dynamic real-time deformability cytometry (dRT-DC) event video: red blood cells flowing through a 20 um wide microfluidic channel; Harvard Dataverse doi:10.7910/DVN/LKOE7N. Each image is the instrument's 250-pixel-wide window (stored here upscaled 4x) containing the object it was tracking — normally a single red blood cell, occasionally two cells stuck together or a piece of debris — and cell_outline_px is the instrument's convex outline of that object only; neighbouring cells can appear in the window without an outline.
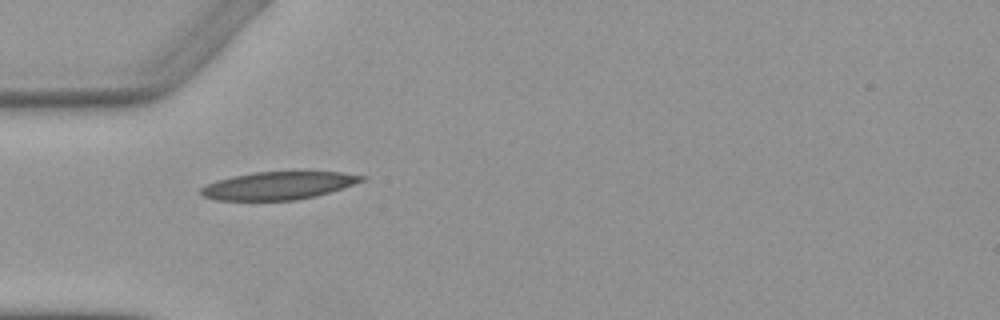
{"species": "Egyptian fruit bat (a non-hibernating species)", "species_latin": "Rousettus aegyptiacus", "temperature_condition": "warm", "stored_images_in_passage": 4, "camera_frame_rate_fps": 3000, "um_per_image_px": 0.085, "animal": {"sex": "female"}, "frame": {"image": 1, "passage_image": 4, "time_ms": 5.0, "image_size_px": [1000, 320], "cell_outline_px": [[368, 180], [316, 196], [296, 200], [216, 200], [204, 196], [200, 192], [200, 188], [216, 180], [232, 176], [256, 172], [340, 172], [368, 176]], "centroid_in_image_um": [23.7, 15.77], "position_along_channel_um": 61.3, "area_um2": 26.01}}